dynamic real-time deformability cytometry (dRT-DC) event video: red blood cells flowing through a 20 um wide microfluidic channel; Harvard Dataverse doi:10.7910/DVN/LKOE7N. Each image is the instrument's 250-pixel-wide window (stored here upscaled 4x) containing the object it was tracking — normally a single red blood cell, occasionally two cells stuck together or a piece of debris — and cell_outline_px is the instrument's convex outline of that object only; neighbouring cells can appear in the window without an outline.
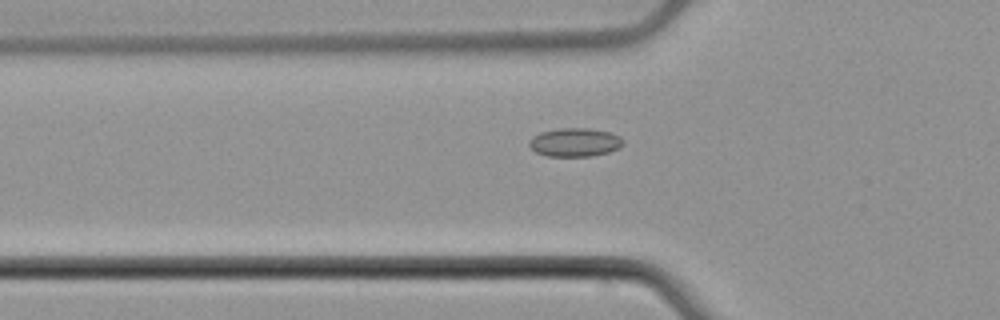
{"species": "common noctule bat (a hibernating species)", "species_latin": "Nyctalus noctula", "temperature_condition": "cold", "stored_images_in_passage": 39, "camera_frame_rate_fps": 3000, "um_per_image_px": 0.085, "animal": {"sex": "male", "body_mass_g": 21.5, "forearm_length_mm": 52.0}, "frame": {"image": 1, "passage_image": 4, "time_ms": 1.0, "image_size_px": [1000, 320], "cell_outline_px": [[624, 144], [620, 148], [608, 152], [592, 156], [548, 156], [536, 152], [528, 144], [528, 140], [532, 136], [540, 132], [560, 128], [588, 128], [608, 132], [620, 136], [624, 140]], "centroid_in_image_um": [48.86, 12.09], "position_along_channel_um": 76.9, "area_um2": 15.72}}
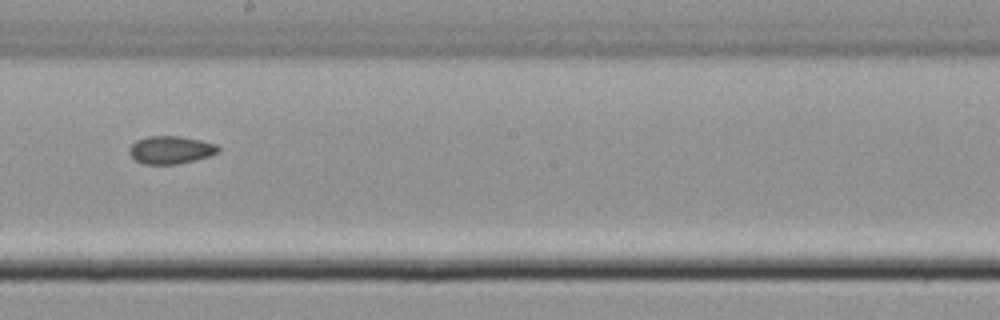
{"frame": {"image": 2, "passage_image": 16, "time_ms": 5.0, "image_size_px": [1000, 320], "cell_outline_px": [[220, 152], [208, 156], [176, 164], [144, 164], [136, 160], [128, 152], [128, 148], [136, 140], [148, 136], [180, 136], [200, 140], [216, 144], [220, 148]], "centroid_in_image_um": [14.5, 12.73], "position_along_channel_um": 233.7, "area_um2": 14.33}}
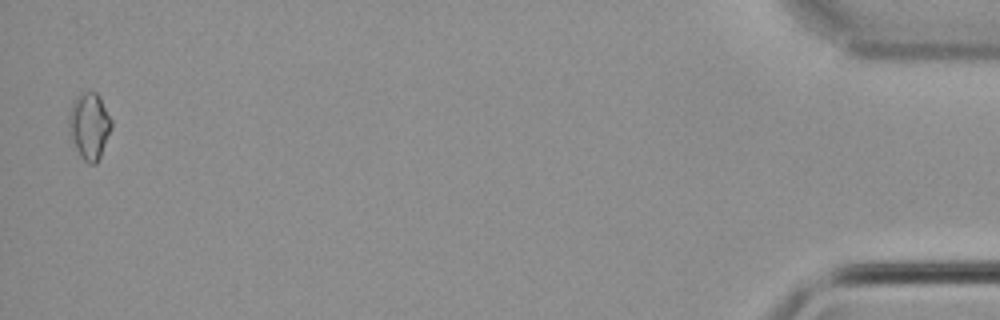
{"frame": {"image": 3, "passage_image": 38, "time_ms": 12.333, "image_size_px": [1000, 320], "cell_outline_px": [[112, 128], [100, 156], [96, 164], [88, 164], [80, 156], [68, 132], [68, 116], [72, 100], [80, 92], [96, 92], [100, 96], [112, 120]], "centroid_in_image_um": [7.58, 10.68], "position_along_channel_um": 427.6, "area_um2": 16.76}, "authors_computed_cell_mechanics": {"area_um2": 14.45, "velocity_mm_per_s": 3.9149, "shape_relaxation_time_tau1_ms": null, "shape_relaxation_time_tau2_ms": 5.8706, "deformation_change_tau1": null, "deformation_change_tau2": 0.0926}}